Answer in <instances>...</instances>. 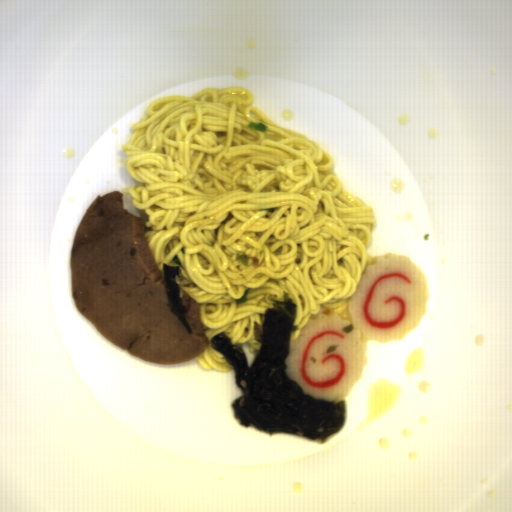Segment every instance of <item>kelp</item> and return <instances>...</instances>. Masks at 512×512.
Wrapping results in <instances>:
<instances>
[{"label":"kelp","instance_id":"99668d17","mask_svg":"<svg viewBox=\"0 0 512 512\" xmlns=\"http://www.w3.org/2000/svg\"><path fill=\"white\" fill-rule=\"evenodd\" d=\"M271 307L253 321V338L260 342L248 363L242 342L233 343L226 332L210 338L213 349L233 368L234 381L241 395L233 400L232 412L243 427L253 426L268 434L303 433L320 444L335 437L347 421L344 400H328L307 395L298 383L286 374L285 359L290 356L292 332L299 308L285 291L269 299Z\"/></svg>","mask_w":512,"mask_h":512},{"label":"kelp","instance_id":"cf089659","mask_svg":"<svg viewBox=\"0 0 512 512\" xmlns=\"http://www.w3.org/2000/svg\"><path fill=\"white\" fill-rule=\"evenodd\" d=\"M162 270L161 284L165 287L167 307L171 314L183 324L187 334L193 335L194 331L187 319L180 289L175 279L177 276L180 282L185 280L182 267L181 265H169L163 262Z\"/></svg>","mask_w":512,"mask_h":512},{"label":"kelp","instance_id":"861f05c9","mask_svg":"<svg viewBox=\"0 0 512 512\" xmlns=\"http://www.w3.org/2000/svg\"><path fill=\"white\" fill-rule=\"evenodd\" d=\"M338 348V344L337 345H330L328 347H326V354L327 353H333L334 351H336Z\"/></svg>","mask_w":512,"mask_h":512},{"label":"kelp","instance_id":"604fcf36","mask_svg":"<svg viewBox=\"0 0 512 512\" xmlns=\"http://www.w3.org/2000/svg\"><path fill=\"white\" fill-rule=\"evenodd\" d=\"M354 328H355L354 324H350V325H346L344 327H341V331H344V332H346L348 334L350 332H353Z\"/></svg>","mask_w":512,"mask_h":512}]
</instances>
